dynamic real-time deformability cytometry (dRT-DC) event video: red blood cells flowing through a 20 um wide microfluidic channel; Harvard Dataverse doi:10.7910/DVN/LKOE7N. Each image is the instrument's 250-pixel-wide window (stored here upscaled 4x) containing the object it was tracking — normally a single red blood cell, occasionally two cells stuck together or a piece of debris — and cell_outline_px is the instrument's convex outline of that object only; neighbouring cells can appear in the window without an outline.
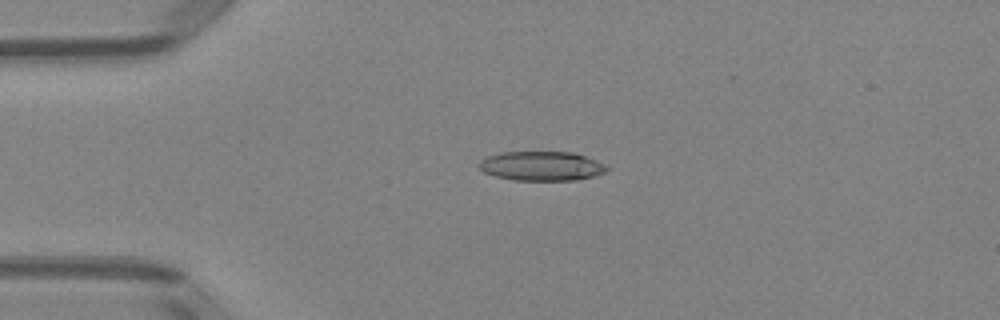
{"species": "Egyptian fruit bat (a non-hibernating species)", "species_latin": "Rousettus aegyptiacus", "temperature_condition": "room temperature", "stored_images_in_passage": 2, "camera_frame_rate_fps": 3000, "um_per_image_px": 0.085, "animal": {"sex": "female"}, "frame": {"image": 1, "passage_image": 1, "time_ms": 0.0, "image_size_px": [1000, 320], "cell_outline_px": [[608, 172], [576, 180], [512, 180], [496, 176], [484, 172], [480, 168], [480, 160], [488, 156], [500, 152], [572, 152], [596, 160], [604, 164], [608, 168]], "centroid_in_image_um": [46.04, 14.11], "position_along_channel_um": 39.0, "area_um2": 21.73}}